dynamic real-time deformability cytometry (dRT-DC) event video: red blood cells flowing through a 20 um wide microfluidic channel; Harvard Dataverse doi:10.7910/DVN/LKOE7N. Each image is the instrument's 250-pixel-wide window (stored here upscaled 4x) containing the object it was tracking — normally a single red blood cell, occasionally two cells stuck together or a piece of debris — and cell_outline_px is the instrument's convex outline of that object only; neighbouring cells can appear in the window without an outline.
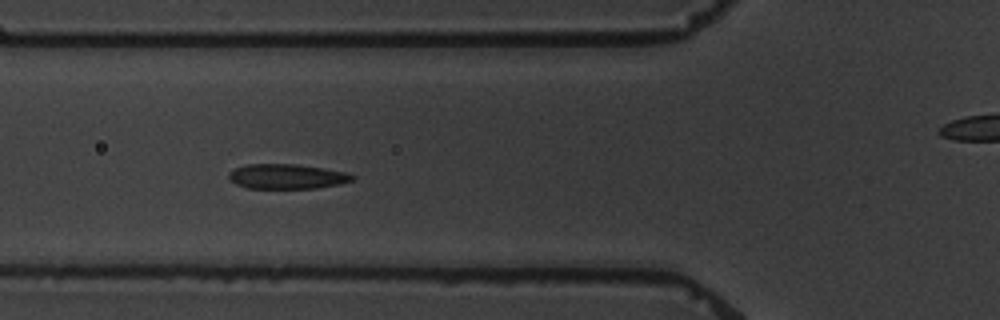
{"species": "common noctule bat (a hibernating species)", "species_latin": "Nyctalus noctula", "temperature_condition": "warm", "stored_images_in_passage": 9, "segment_of_instrument_passage": [1, 2], "camera_frame_rate_fps": 3000, "um_per_image_px": 0.085, "animal": {"sex": "male", "body_mass_g": 19.5, "forearm_length_mm": 54.6}, "frame": {"image": 1, "passage_image": 6, "time_ms": 5.667, "image_size_px": [1000, 320], "cell_outline_px": [[356, 176], [352, 180], [340, 184], [316, 188], [248, 188], [236, 184], [228, 180], [228, 172], [244, 164], [296, 164], [324, 168], [344, 172]], "centroid_in_image_um": [24.34, 14.99], "position_along_channel_um": 101.5, "area_um2": 17.92}}
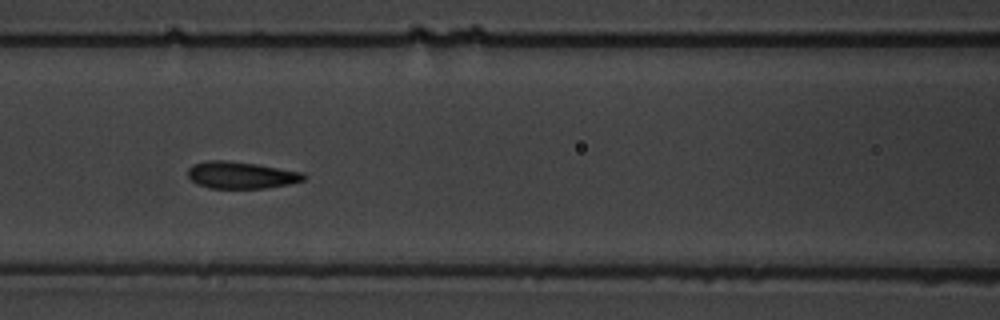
{"frame": {"image": 2, "passage_image": 7, "time_ms": 7.0, "image_size_px": [1000, 320], "cell_outline_px": [[308, 176], [304, 180], [288, 184], [264, 188], [208, 188], [196, 184], [188, 176], [188, 168], [192, 164], [208, 160], [224, 160], [256, 164], [304, 172]], "centroid_in_image_um": [20.49, 14.88], "position_along_channel_um": 146.1, "area_um2": 18.26}}
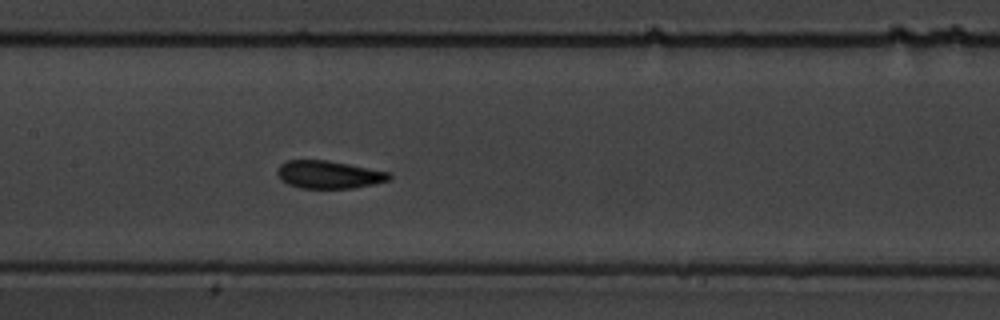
{"frame": {"image": 3, "passage_image": 8, "time_ms": 8.0, "image_size_px": [1000, 320], "cell_outline_px": [[392, 176], [388, 180], [372, 184], [352, 188], [300, 188], [288, 184], [280, 180], [276, 172], [280, 164], [288, 160], [328, 160], [392, 172]], "centroid_in_image_um": [27.94, 14.83], "position_along_channel_um": 179.5, "area_um2": 18.21}}